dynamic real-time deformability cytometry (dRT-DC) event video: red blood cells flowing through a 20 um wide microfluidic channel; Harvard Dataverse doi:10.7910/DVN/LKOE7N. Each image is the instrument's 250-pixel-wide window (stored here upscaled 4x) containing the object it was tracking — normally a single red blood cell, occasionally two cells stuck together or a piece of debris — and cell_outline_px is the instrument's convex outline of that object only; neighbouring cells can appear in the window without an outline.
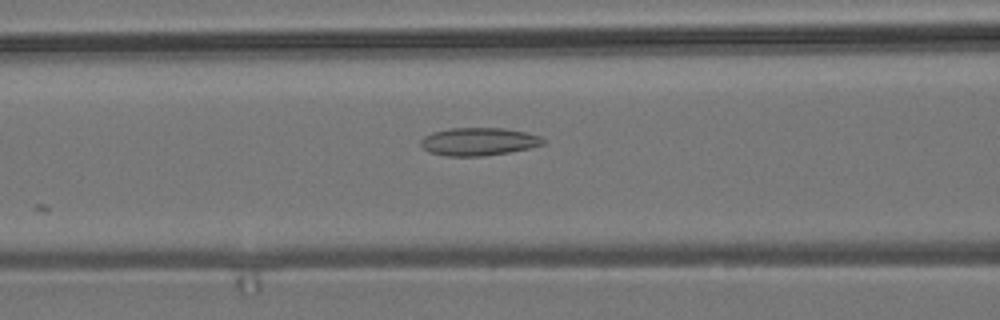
{"species": "common noctule bat (a hibernating species)", "species_latin": "Nyctalus noctula", "temperature_condition": "room temperature", "stored_images_in_passage": 17, "camera_frame_rate_fps": 3000, "um_per_image_px": 0.085, "animal": {"sex": "male", "body_mass_g": 19.2, "forearm_length_mm": 51.8}, "frame": {"image": 1, "passage_image": 8, "time_ms": 2.333, "image_size_px": [1000, 320], "cell_outline_px": [[544, 144], [528, 148], [508, 152], [484, 156], [448, 156], [428, 152], [420, 144], [420, 140], [424, 136], [432, 132], [448, 128], [504, 128], [524, 132], [540, 136], [544, 140]], "centroid_in_image_um": [40.64, 12.03], "position_along_channel_um": 126.0, "area_um2": 19.83}}
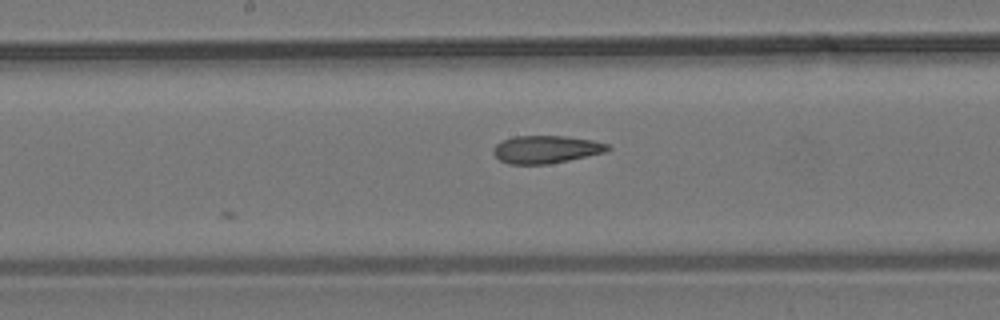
{"frame": {"image": 2, "passage_image": 14, "time_ms": 4.333, "image_size_px": [1000, 320], "cell_outline_px": [[612, 148], [604, 152], [568, 160], [548, 164], [508, 164], [500, 160], [492, 152], [492, 148], [500, 140], [512, 136], [568, 136], [592, 140], [608, 144]], "centroid_in_image_um": [46.37, 12.69], "position_along_channel_um": 201.8, "area_um2": 18.55}}
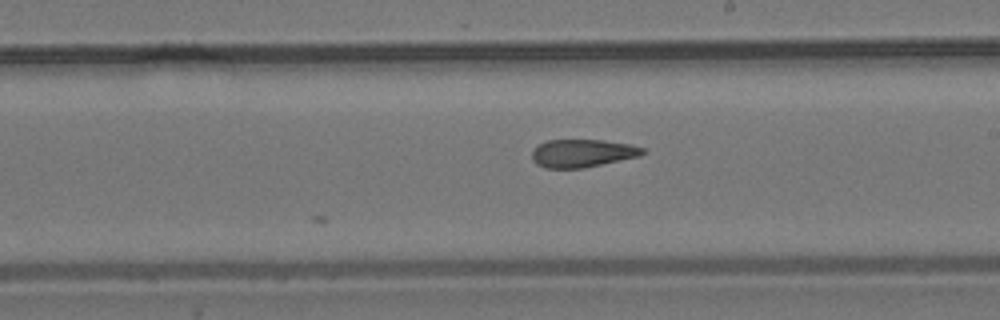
{"frame": {"image": 3, "passage_image": 17, "time_ms": 5.333, "image_size_px": [1000, 320], "cell_outline_px": [[648, 152], [640, 156], [584, 168], [544, 168], [536, 164], [532, 160], [532, 152], [540, 144], [548, 140], [604, 140], [628, 144], [648, 148]], "centroid_in_image_um": [49.56, 13.03], "position_along_channel_um": 239.4, "area_um2": 18.15}}